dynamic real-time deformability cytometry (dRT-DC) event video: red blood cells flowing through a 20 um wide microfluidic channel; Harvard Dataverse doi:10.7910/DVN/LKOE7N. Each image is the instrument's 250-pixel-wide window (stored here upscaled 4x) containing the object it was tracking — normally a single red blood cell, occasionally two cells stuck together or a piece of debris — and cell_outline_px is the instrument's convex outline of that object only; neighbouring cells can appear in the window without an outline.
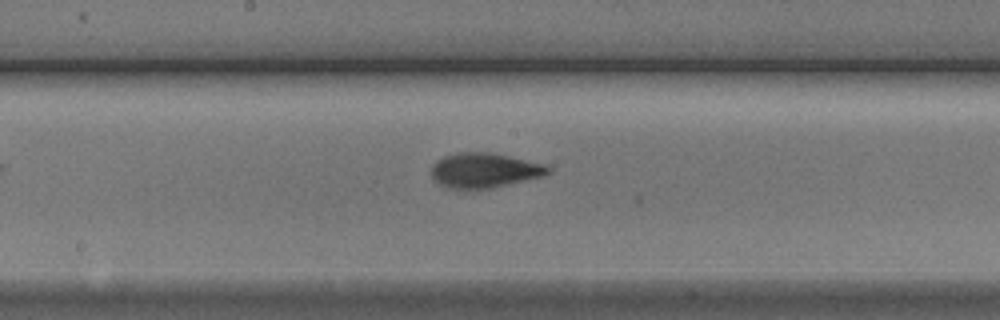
{"species": "Egyptian fruit bat (a non-hibernating species)", "species_latin": "Rousettus aegyptiacus", "temperature_condition": "cold", "stored_images_in_passage": 9, "camera_frame_rate_fps": 3000, "um_per_image_px": 0.085, "animal": {"sex": "male"}, "frame": {"image": 1, "passage_image": 9, "time_ms": 10.333, "image_size_px": [1000, 320], "cell_outline_px": [[552, 172], [544, 176], [492, 188], [448, 188], [440, 184], [432, 176], [432, 164], [436, 160], [444, 156], [456, 152], [492, 152], [544, 164], [552, 168]], "centroid_in_image_um": [41.2, 14.46], "position_along_channel_um": 207.0, "area_um2": 23.7}}